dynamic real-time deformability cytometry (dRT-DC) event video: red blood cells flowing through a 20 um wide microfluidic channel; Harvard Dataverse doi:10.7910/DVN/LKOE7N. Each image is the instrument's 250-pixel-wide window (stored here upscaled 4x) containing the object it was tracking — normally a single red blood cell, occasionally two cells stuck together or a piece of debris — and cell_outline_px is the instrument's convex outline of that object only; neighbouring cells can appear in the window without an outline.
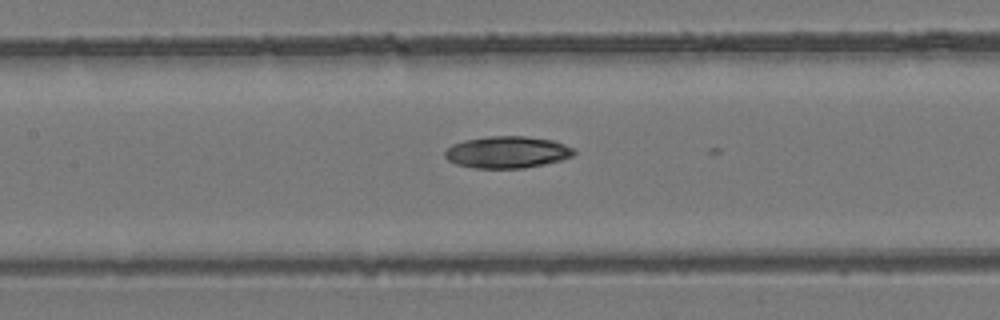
{"species": "common noctule bat (a hibernating species)", "species_latin": "Nyctalus noctula", "temperature_condition": "room temperature", "stored_images_in_passage": 20, "camera_frame_rate_fps": 3000, "um_per_image_px": 0.085, "animal": {"sex": "female", "body_mass_g": 24.6, "forearm_length_mm": 56.2}, "frame": {"image": 1, "passage_image": 19, "time_ms": 6.0, "image_size_px": [1000, 320], "cell_outline_px": [[576, 152], [572, 156], [560, 160], [544, 164], [524, 168], [476, 168], [456, 164], [448, 160], [444, 156], [444, 152], [452, 144], [464, 140], [488, 136], [524, 136], [552, 140], [564, 144], [572, 148]], "centroid_in_image_um": [43.09, 12.93], "position_along_channel_um": 164.3, "area_um2": 23.87}}